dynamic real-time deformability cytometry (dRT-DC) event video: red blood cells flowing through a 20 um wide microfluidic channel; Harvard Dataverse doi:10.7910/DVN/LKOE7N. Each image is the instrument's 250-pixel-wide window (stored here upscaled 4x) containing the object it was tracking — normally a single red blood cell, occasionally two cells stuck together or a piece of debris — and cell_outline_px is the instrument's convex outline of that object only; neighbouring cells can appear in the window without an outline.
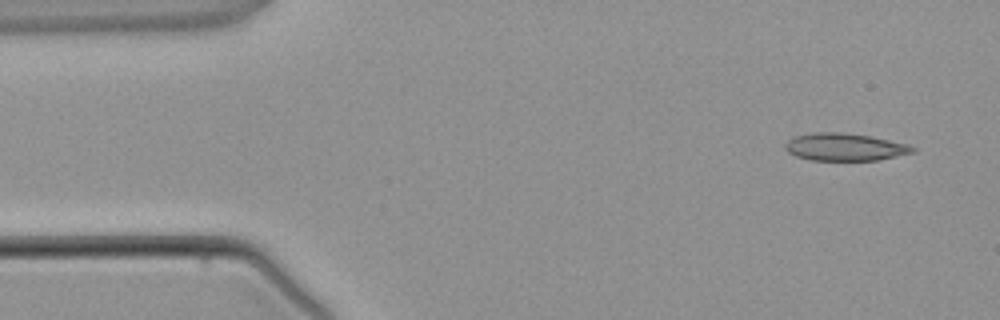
{"species": "common noctule bat (a hibernating species)", "species_latin": "Nyctalus noctula", "temperature_condition": "warm", "stored_images_in_passage": 2, "camera_frame_rate_fps": 3000, "um_per_image_px": 0.085, "animal": {"sex": "male", "body_mass_g": 21.5, "forearm_length_mm": 52.0}, "frame": {"image": 1, "passage_image": 1, "time_ms": 0.0, "image_size_px": [1000, 320], "cell_outline_px": [[916, 152], [880, 160], [812, 160], [796, 156], [788, 152], [784, 148], [784, 144], [788, 140], [796, 136], [816, 132], [840, 132], [868, 136], [908, 144], [916, 148]], "centroid_in_image_um": [71.82, 12.5], "position_along_channel_um": 13.2, "area_um2": 20.35}}